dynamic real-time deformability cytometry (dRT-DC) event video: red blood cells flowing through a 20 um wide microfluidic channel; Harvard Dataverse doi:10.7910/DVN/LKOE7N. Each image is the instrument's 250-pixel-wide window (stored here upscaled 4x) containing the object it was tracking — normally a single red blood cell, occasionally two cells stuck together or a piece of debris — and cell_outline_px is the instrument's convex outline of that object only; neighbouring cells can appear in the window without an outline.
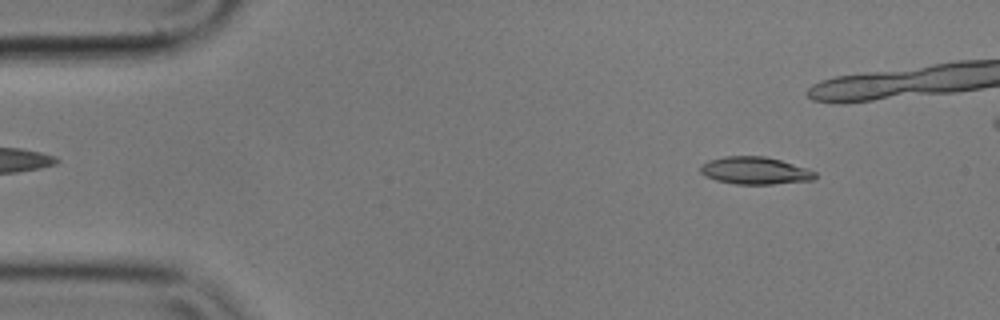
{"species": "common noctule bat (a hibernating species)", "species_latin": "Nyctalus noctula", "temperature_condition": "cold", "stored_images_in_passage": 43, "camera_frame_rate_fps": 3000, "um_per_image_px": 0.085, "animal": {"sex": "male", "body_mass_g": 17.9}, "frame": {"image": 1, "passage_image": 6, "time_ms": 1.667, "image_size_px": [1000, 320], "cell_outline_px": [[816, 176], [812, 180], [772, 184], [736, 184], [716, 180], [700, 172], [700, 164], [708, 160], [724, 156], [764, 156], [780, 160], [816, 172]], "centroid_in_image_um": [64.13, 14.5], "position_along_channel_um": 20.9, "area_um2": 18.09}}
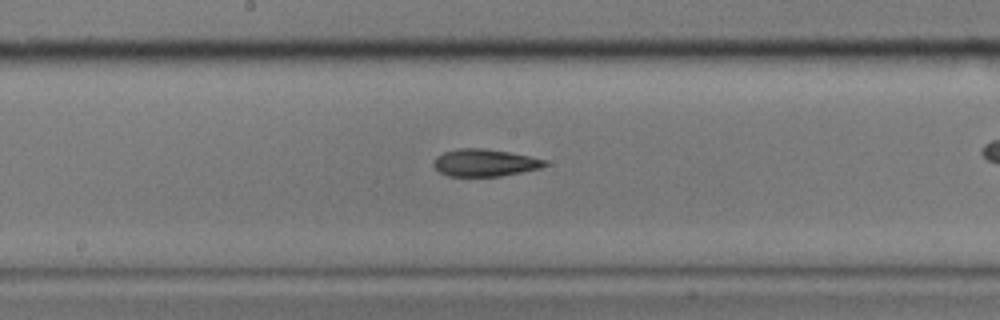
{"frame": {"image": 2, "passage_image": 28, "time_ms": 9.0, "image_size_px": [1000, 320], "cell_outline_px": [[548, 164], [540, 168], [500, 176], [448, 176], [440, 172], [432, 164], [432, 160], [436, 156], [444, 152], [460, 148], [484, 148], [508, 152], [548, 160]], "centroid_in_image_um": [41.17, 13.83], "position_along_channel_um": 207.0, "area_um2": 17.63}}
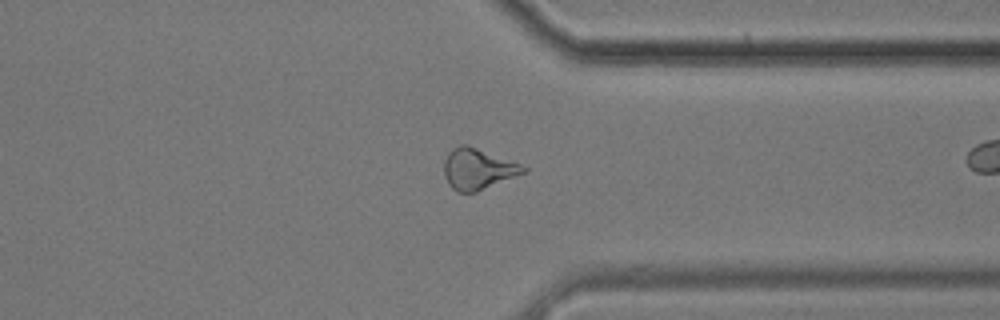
{"frame": {"image": 3, "passage_image": 42, "time_ms": 13.667, "image_size_px": [1000, 320], "cell_outline_px": [[528, 172], [476, 192], [460, 192], [452, 188], [448, 184], [444, 176], [444, 160], [448, 152], [452, 148], [460, 144], [468, 144], [520, 164], [528, 168]], "centroid_in_image_um": [40.61, 14.35], "position_along_channel_um": 370.8, "area_um2": 19.07}}